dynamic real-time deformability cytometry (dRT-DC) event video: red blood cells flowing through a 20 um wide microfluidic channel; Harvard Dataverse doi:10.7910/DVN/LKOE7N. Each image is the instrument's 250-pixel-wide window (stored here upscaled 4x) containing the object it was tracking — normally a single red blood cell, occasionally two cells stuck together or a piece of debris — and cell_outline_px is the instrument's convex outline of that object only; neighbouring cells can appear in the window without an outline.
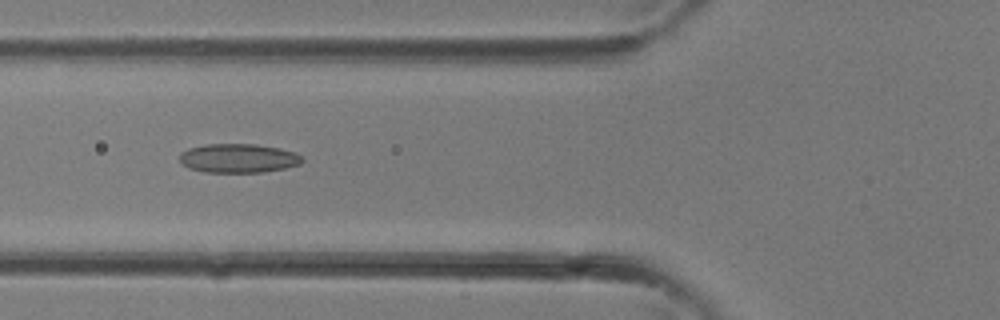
{"species": "common noctule bat (a hibernating species)", "species_latin": "Nyctalus noctula", "temperature_condition": "room temperature", "stored_images_in_passage": 31, "camera_frame_rate_fps": 3000, "um_per_image_px": 0.085, "animal": {"sex": "female"}, "frame": {"image": 1, "passage_image": 10, "time_ms": 3.0, "image_size_px": [1000, 320], "cell_outline_px": [[304, 160], [300, 164], [284, 168], [260, 172], [204, 172], [188, 168], [180, 160], [180, 152], [188, 148], [204, 144], [256, 144], [280, 148], [296, 152]], "centroid_in_image_um": [20.25, 13.44], "position_along_channel_um": 105.5, "area_um2": 20.75}}
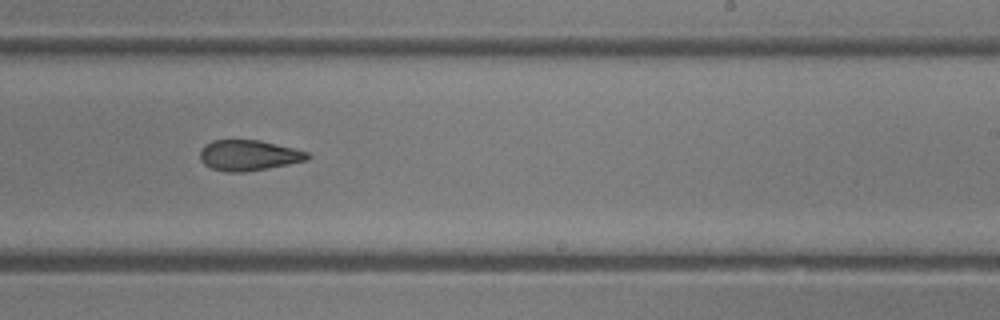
{"frame": {"image": 2, "passage_image": 18, "time_ms": 5.667, "image_size_px": [1000, 320], "cell_outline_px": [[312, 156], [308, 160], [268, 168], [244, 172], [224, 172], [212, 168], [204, 164], [200, 160], [200, 148], [204, 144], [212, 140], [260, 140], [308, 152]], "centroid_in_image_um": [21.11, 13.2], "position_along_channel_um": 267.9, "area_um2": 19.25}}
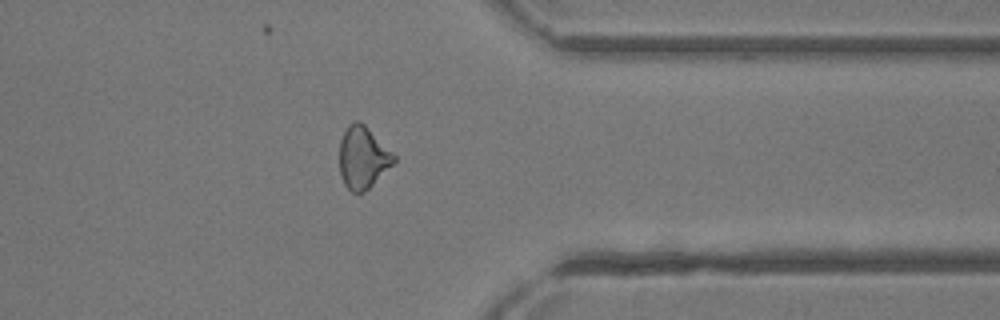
{"frame": {"image": 3, "passage_image": 24, "time_ms": 7.667, "image_size_px": [1000, 320], "cell_outline_px": [[396, 160], [364, 192], [352, 192], [344, 184], [340, 176], [340, 140], [348, 124], [356, 120], [360, 120], [396, 156]], "centroid_in_image_um": [30.82, 13.37], "position_along_channel_um": 380.6, "area_um2": 19.36}}